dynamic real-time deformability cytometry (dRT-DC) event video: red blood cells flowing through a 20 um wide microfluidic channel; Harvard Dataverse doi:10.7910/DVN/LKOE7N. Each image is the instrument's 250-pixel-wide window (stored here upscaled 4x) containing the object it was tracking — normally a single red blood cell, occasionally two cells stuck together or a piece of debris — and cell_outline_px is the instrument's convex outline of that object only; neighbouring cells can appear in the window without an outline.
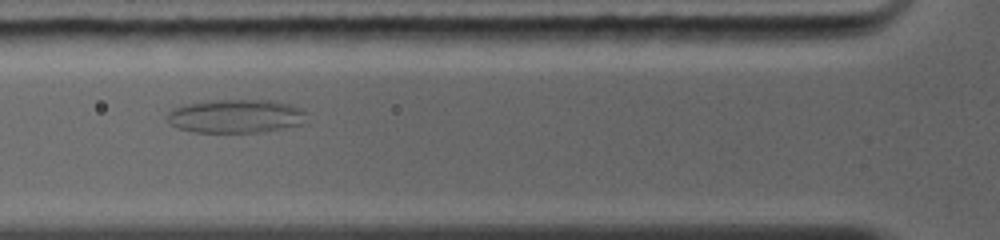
{"species": "common noctule bat (a hibernating species)", "species_latin": "Nyctalus noctula", "temperature_condition": "warm", "stored_images_in_passage": 49, "camera_frame_rate_fps": 5000, "um_per_image_px": 0.085, "animal": {"sex": "female", "body_mass_g": 19.0, "forearm_length_mm": 56.7}, "frame": {"image": 1, "passage_image": 14, "time_ms": 3.0, "image_size_px": [1000, 240], "cell_outline_px": [[304, 124], [264, 132], [192, 132], [176, 128], [168, 120], [168, 112], [172, 108], [188, 104], [208, 100], [268, 100], [288, 104], [300, 108], [304, 112]], "centroid_in_image_um": [20.02, 9.88], "position_along_channel_um": 105.8, "area_um2": 27.22}}
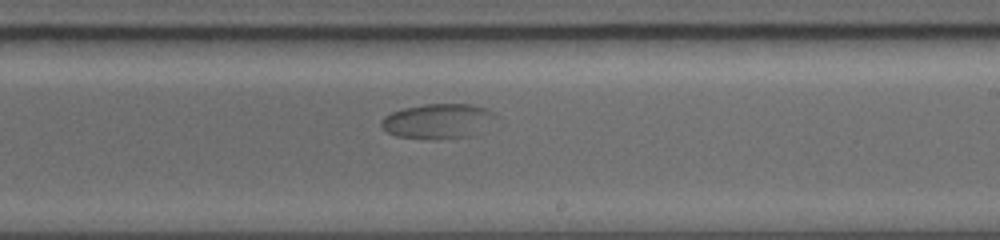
{"frame": {"image": 2, "passage_image": 27, "time_ms": 6.6, "image_size_px": [1000, 240], "cell_outline_px": [[500, 116], [476, 136], [436, 140], [432, 140], [396, 136], [388, 132], [380, 124], [380, 120], [384, 116], [392, 112], [404, 108], [424, 104], [472, 104], [488, 108], [496, 112]], "centroid_in_image_um": [37.31, 10.31], "position_along_channel_um": 251.7, "area_um2": 23.99}}
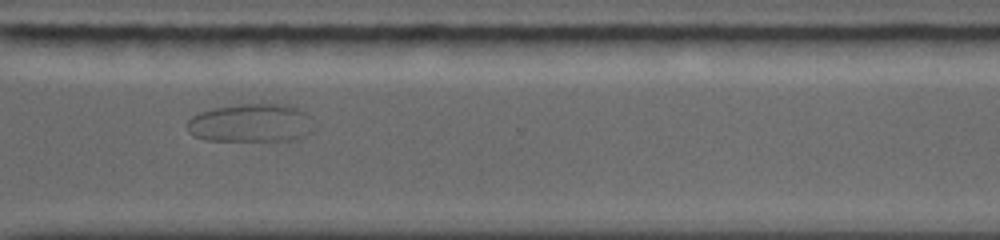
{"frame": {"image": 3, "passage_image": 33, "time_ms": 9.0, "image_size_px": [1000, 240], "cell_outline_px": [[312, 132], [296, 140], [204, 140], [192, 136], [188, 132], [188, 120], [192, 116], [200, 112], [216, 108], [240, 104], [296, 104], [304, 112], [312, 128]], "centroid_in_image_um": [21.32, 10.45], "position_along_channel_um": 349.3, "area_um2": 28.26}}